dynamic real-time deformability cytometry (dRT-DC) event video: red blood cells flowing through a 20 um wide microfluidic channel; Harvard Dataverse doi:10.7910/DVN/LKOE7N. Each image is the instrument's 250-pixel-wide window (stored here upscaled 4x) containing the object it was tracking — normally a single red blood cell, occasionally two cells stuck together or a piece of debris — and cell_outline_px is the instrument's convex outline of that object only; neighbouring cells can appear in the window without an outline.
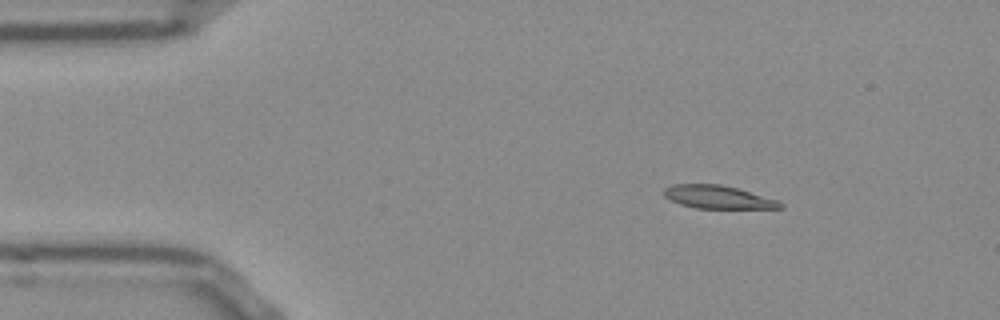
{"species": "Egyptian fruit bat (a non-hibernating species)", "species_latin": "Rousettus aegyptiacus", "temperature_condition": "room temperature", "stored_images_in_passage": 47, "segment_of_instrument_passage": [1, 2], "camera_frame_rate_fps": 3000, "um_per_image_px": 0.085, "frame": {"image": 1, "passage_image": 1, "time_ms": 0.0, "image_size_px": [1000, 320], "cell_outline_px": [[784, 208], [696, 208], [680, 204], [664, 196], [664, 188], [672, 184], [720, 184], [736, 188], [780, 200], [784, 204]], "centroid_in_image_um": [61.06, 16.75], "position_along_channel_um": 23.9, "area_um2": 15.61}}
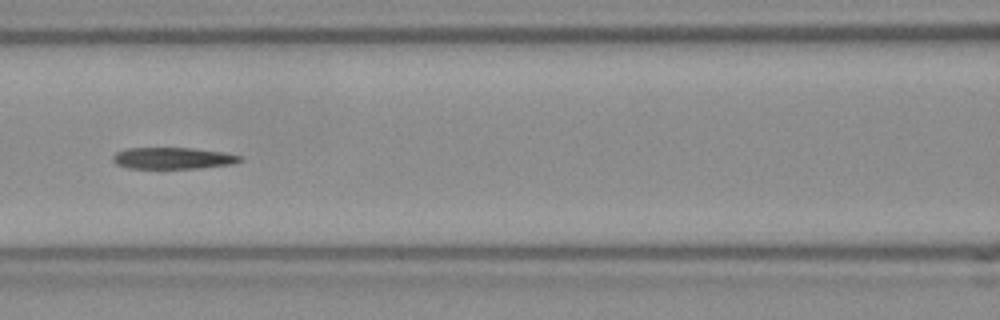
{"frame": {"image": 2, "passage_image": 16, "time_ms": 5.0, "image_size_px": [1000, 320], "cell_outline_px": [[244, 160], [232, 164], [196, 168], [128, 168], [116, 164], [112, 160], [112, 156], [116, 152], [128, 148], [192, 148], [224, 152], [240, 156]], "centroid_in_image_um": [14.68, 13.44], "position_along_channel_um": 151.9, "area_um2": 15.9}}
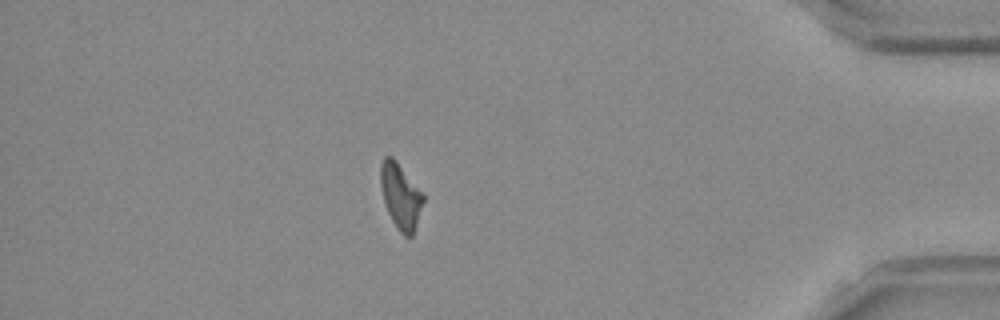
{"frame": {"image": 3, "passage_image": 39, "time_ms": 12.667, "image_size_px": [1000, 320], "cell_outline_px": [[424, 200], [412, 236], [404, 236], [396, 228], [388, 212], [384, 200], [380, 184], [380, 164], [384, 156], [392, 156], [396, 160], [424, 196]], "centroid_in_image_um": [34.02, 16.66], "position_along_channel_um": 401.2, "area_um2": 15.95}}